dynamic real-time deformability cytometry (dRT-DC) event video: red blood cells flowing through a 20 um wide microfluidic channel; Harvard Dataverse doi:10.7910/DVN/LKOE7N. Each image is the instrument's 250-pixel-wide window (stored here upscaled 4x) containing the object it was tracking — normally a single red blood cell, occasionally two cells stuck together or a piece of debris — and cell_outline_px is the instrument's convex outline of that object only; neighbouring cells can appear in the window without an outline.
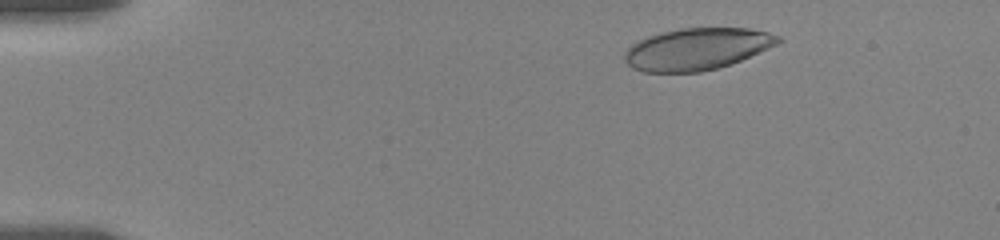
{"species": "human", "species_latin": "Homo sapiens", "temperature_condition": "room temperature", "stored_images_in_passage": 55, "camera_frame_rate_fps": 3000, "um_per_image_px": 0.085, "donor": {"sex": "female"}, "frame": {"image": 1, "passage_image": 6, "time_ms": 1.667, "image_size_px": [1000, 240], "cell_outline_px": [[784, 40], [768, 48], [732, 64], [700, 72], [644, 72], [632, 68], [624, 60], [624, 52], [632, 44], [648, 36], [660, 32], [680, 28], [748, 28], [768, 32], [780, 36]], "centroid_in_image_um": [59.23, 4.16], "position_along_channel_um": 25.8, "area_um2": 37.45}}
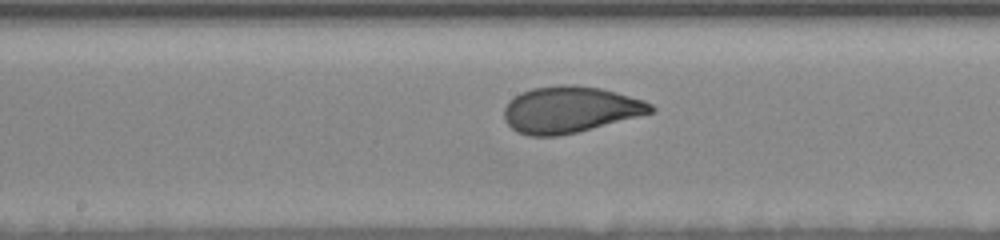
{"frame": {"image": 2, "passage_image": 28, "time_ms": 9.0, "image_size_px": [1000, 240], "cell_outline_px": [[656, 112], [576, 132], [556, 136], [528, 136], [516, 132], [504, 120], [504, 108], [508, 100], [520, 92], [532, 88], [560, 84], [576, 84], [600, 88], [616, 92], [644, 100], [652, 104], [656, 108]], "centroid_in_image_um": [48.44, 9.3], "position_along_channel_um": 199.8, "area_um2": 40.0}}
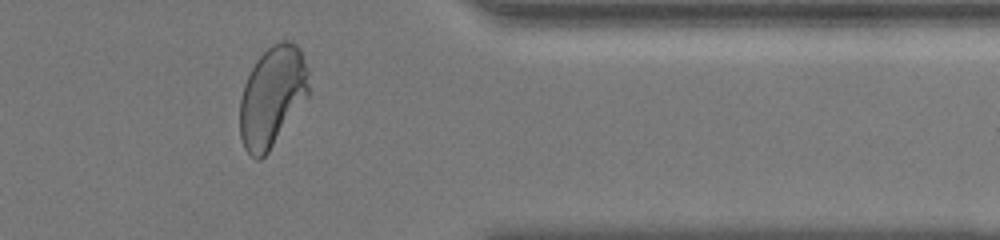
{"frame": {"image": 3, "passage_image": 45, "time_ms": 14.667, "image_size_px": [1000, 240], "cell_outline_px": [[308, 96], [268, 152], [260, 160], [256, 160], [244, 148], [240, 136], [240, 100], [244, 84], [256, 60], [272, 44], [280, 40], [288, 40], [296, 44], [300, 48], [308, 72]], "centroid_in_image_um": [23.13, 8.2], "position_along_channel_um": 388.3, "area_um2": 40.06}, "authors_computed_cell_mechanics": {"area_um2": 39.0728, "velocity_mm_per_s": 3.5135, "shape_relaxation_time_tau1_ms": 4.1568, "shape_relaxation_time_tau2_ms": null, "deformation_change_tau1": 0.1574, "deformation_change_tau2": null}}